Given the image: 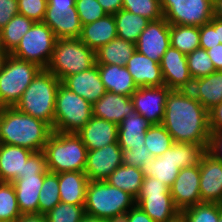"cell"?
Segmentation results:
<instances>
[{"instance_id": "6da1fadb", "label": "cell", "mask_w": 222, "mask_h": 222, "mask_svg": "<svg viewBox=\"0 0 222 222\" xmlns=\"http://www.w3.org/2000/svg\"><path fill=\"white\" fill-rule=\"evenodd\" d=\"M162 125L174 142L199 144L207 150L211 134L208 111L190 90L169 92Z\"/></svg>"}, {"instance_id": "7a4b0ae2", "label": "cell", "mask_w": 222, "mask_h": 222, "mask_svg": "<svg viewBox=\"0 0 222 222\" xmlns=\"http://www.w3.org/2000/svg\"><path fill=\"white\" fill-rule=\"evenodd\" d=\"M45 121L18 111L15 107H0V143L42 151L52 134Z\"/></svg>"}, {"instance_id": "3957f363", "label": "cell", "mask_w": 222, "mask_h": 222, "mask_svg": "<svg viewBox=\"0 0 222 222\" xmlns=\"http://www.w3.org/2000/svg\"><path fill=\"white\" fill-rule=\"evenodd\" d=\"M206 149L199 144L174 142L160 157L147 160L141 167L144 177L159 179L169 188L180 169L199 165Z\"/></svg>"}, {"instance_id": "277c9868", "label": "cell", "mask_w": 222, "mask_h": 222, "mask_svg": "<svg viewBox=\"0 0 222 222\" xmlns=\"http://www.w3.org/2000/svg\"><path fill=\"white\" fill-rule=\"evenodd\" d=\"M60 83L54 74L42 68L14 107L53 127L56 93Z\"/></svg>"}, {"instance_id": "5b68a950", "label": "cell", "mask_w": 222, "mask_h": 222, "mask_svg": "<svg viewBox=\"0 0 222 222\" xmlns=\"http://www.w3.org/2000/svg\"><path fill=\"white\" fill-rule=\"evenodd\" d=\"M48 171L84 172L88 150L76 133L53 131L44 146Z\"/></svg>"}, {"instance_id": "8992f818", "label": "cell", "mask_w": 222, "mask_h": 222, "mask_svg": "<svg viewBox=\"0 0 222 222\" xmlns=\"http://www.w3.org/2000/svg\"><path fill=\"white\" fill-rule=\"evenodd\" d=\"M95 64V51L79 38L56 39L46 69L62 81L65 77L83 72Z\"/></svg>"}, {"instance_id": "52a82bcc", "label": "cell", "mask_w": 222, "mask_h": 222, "mask_svg": "<svg viewBox=\"0 0 222 222\" xmlns=\"http://www.w3.org/2000/svg\"><path fill=\"white\" fill-rule=\"evenodd\" d=\"M135 204L133 196L105 180L88 183L84 204L87 215L107 219L128 212Z\"/></svg>"}, {"instance_id": "ba28073f", "label": "cell", "mask_w": 222, "mask_h": 222, "mask_svg": "<svg viewBox=\"0 0 222 222\" xmlns=\"http://www.w3.org/2000/svg\"><path fill=\"white\" fill-rule=\"evenodd\" d=\"M92 116V104L60 83L56 93L52 130L77 133Z\"/></svg>"}, {"instance_id": "9c48e42d", "label": "cell", "mask_w": 222, "mask_h": 222, "mask_svg": "<svg viewBox=\"0 0 222 222\" xmlns=\"http://www.w3.org/2000/svg\"><path fill=\"white\" fill-rule=\"evenodd\" d=\"M41 69L10 54L0 71V107H14Z\"/></svg>"}, {"instance_id": "30bf717a", "label": "cell", "mask_w": 222, "mask_h": 222, "mask_svg": "<svg viewBox=\"0 0 222 222\" xmlns=\"http://www.w3.org/2000/svg\"><path fill=\"white\" fill-rule=\"evenodd\" d=\"M135 202L155 222H167L180 212L174 205L170 188L154 177H144Z\"/></svg>"}, {"instance_id": "8fae6325", "label": "cell", "mask_w": 222, "mask_h": 222, "mask_svg": "<svg viewBox=\"0 0 222 222\" xmlns=\"http://www.w3.org/2000/svg\"><path fill=\"white\" fill-rule=\"evenodd\" d=\"M56 39L53 31L45 23L35 22L10 54L46 68L52 57Z\"/></svg>"}, {"instance_id": "7c38bea8", "label": "cell", "mask_w": 222, "mask_h": 222, "mask_svg": "<svg viewBox=\"0 0 222 222\" xmlns=\"http://www.w3.org/2000/svg\"><path fill=\"white\" fill-rule=\"evenodd\" d=\"M160 4L170 25L200 27L214 17L213 0H162Z\"/></svg>"}, {"instance_id": "4fadbf2b", "label": "cell", "mask_w": 222, "mask_h": 222, "mask_svg": "<svg viewBox=\"0 0 222 222\" xmlns=\"http://www.w3.org/2000/svg\"><path fill=\"white\" fill-rule=\"evenodd\" d=\"M76 0H48L43 19L57 39L79 38L82 24L75 6Z\"/></svg>"}, {"instance_id": "5bb4252c", "label": "cell", "mask_w": 222, "mask_h": 222, "mask_svg": "<svg viewBox=\"0 0 222 222\" xmlns=\"http://www.w3.org/2000/svg\"><path fill=\"white\" fill-rule=\"evenodd\" d=\"M171 91L165 85L153 87H138L131 96L134 110L149 123L162 124L165 115L166 99Z\"/></svg>"}, {"instance_id": "9a60e30c", "label": "cell", "mask_w": 222, "mask_h": 222, "mask_svg": "<svg viewBox=\"0 0 222 222\" xmlns=\"http://www.w3.org/2000/svg\"><path fill=\"white\" fill-rule=\"evenodd\" d=\"M135 45L136 51L140 54L160 63L161 58L171 46L170 24L164 17L156 21H150Z\"/></svg>"}, {"instance_id": "2e32d148", "label": "cell", "mask_w": 222, "mask_h": 222, "mask_svg": "<svg viewBox=\"0 0 222 222\" xmlns=\"http://www.w3.org/2000/svg\"><path fill=\"white\" fill-rule=\"evenodd\" d=\"M164 85L171 90H190L193 79L187 65L186 54L170 46L160 61Z\"/></svg>"}, {"instance_id": "e0dca14e", "label": "cell", "mask_w": 222, "mask_h": 222, "mask_svg": "<svg viewBox=\"0 0 222 222\" xmlns=\"http://www.w3.org/2000/svg\"><path fill=\"white\" fill-rule=\"evenodd\" d=\"M199 183V165L180 169L176 180L170 188L174 205L180 212L193 205L202 203Z\"/></svg>"}, {"instance_id": "ac0fdd59", "label": "cell", "mask_w": 222, "mask_h": 222, "mask_svg": "<svg viewBox=\"0 0 222 222\" xmlns=\"http://www.w3.org/2000/svg\"><path fill=\"white\" fill-rule=\"evenodd\" d=\"M123 149L118 143L106 145L101 149L90 150L84 173L89 181L105 180L117 167L122 165Z\"/></svg>"}, {"instance_id": "d6986e66", "label": "cell", "mask_w": 222, "mask_h": 222, "mask_svg": "<svg viewBox=\"0 0 222 222\" xmlns=\"http://www.w3.org/2000/svg\"><path fill=\"white\" fill-rule=\"evenodd\" d=\"M199 170L202 203L222 204V162L206 151L201 157Z\"/></svg>"}, {"instance_id": "ffe728a7", "label": "cell", "mask_w": 222, "mask_h": 222, "mask_svg": "<svg viewBox=\"0 0 222 222\" xmlns=\"http://www.w3.org/2000/svg\"><path fill=\"white\" fill-rule=\"evenodd\" d=\"M61 83L92 105L106 93L97 64L83 72L65 77Z\"/></svg>"}, {"instance_id": "44dd1931", "label": "cell", "mask_w": 222, "mask_h": 222, "mask_svg": "<svg viewBox=\"0 0 222 222\" xmlns=\"http://www.w3.org/2000/svg\"><path fill=\"white\" fill-rule=\"evenodd\" d=\"M76 134L81 138L88 151L118 143V125L95 116H92Z\"/></svg>"}, {"instance_id": "7402d4cb", "label": "cell", "mask_w": 222, "mask_h": 222, "mask_svg": "<svg viewBox=\"0 0 222 222\" xmlns=\"http://www.w3.org/2000/svg\"><path fill=\"white\" fill-rule=\"evenodd\" d=\"M93 116L119 125L134 110L130 96L115 94L110 91L92 105Z\"/></svg>"}, {"instance_id": "603a6c76", "label": "cell", "mask_w": 222, "mask_h": 222, "mask_svg": "<svg viewBox=\"0 0 222 222\" xmlns=\"http://www.w3.org/2000/svg\"><path fill=\"white\" fill-rule=\"evenodd\" d=\"M137 87L164 85L160 63L135 51L126 64Z\"/></svg>"}, {"instance_id": "cb8c5ba5", "label": "cell", "mask_w": 222, "mask_h": 222, "mask_svg": "<svg viewBox=\"0 0 222 222\" xmlns=\"http://www.w3.org/2000/svg\"><path fill=\"white\" fill-rule=\"evenodd\" d=\"M44 176L23 175L12 182L21 214H38V199Z\"/></svg>"}, {"instance_id": "d4e9b609", "label": "cell", "mask_w": 222, "mask_h": 222, "mask_svg": "<svg viewBox=\"0 0 222 222\" xmlns=\"http://www.w3.org/2000/svg\"><path fill=\"white\" fill-rule=\"evenodd\" d=\"M152 124L136 110L130 112L118 125L117 142L122 149L138 148L145 145V134Z\"/></svg>"}, {"instance_id": "484cf974", "label": "cell", "mask_w": 222, "mask_h": 222, "mask_svg": "<svg viewBox=\"0 0 222 222\" xmlns=\"http://www.w3.org/2000/svg\"><path fill=\"white\" fill-rule=\"evenodd\" d=\"M33 151L0 143V182H13L22 176L25 163Z\"/></svg>"}, {"instance_id": "4316f807", "label": "cell", "mask_w": 222, "mask_h": 222, "mask_svg": "<svg viewBox=\"0 0 222 222\" xmlns=\"http://www.w3.org/2000/svg\"><path fill=\"white\" fill-rule=\"evenodd\" d=\"M116 37V21L113 14H107L92 23L82 25L79 39L90 49L97 51Z\"/></svg>"}, {"instance_id": "83f0119b", "label": "cell", "mask_w": 222, "mask_h": 222, "mask_svg": "<svg viewBox=\"0 0 222 222\" xmlns=\"http://www.w3.org/2000/svg\"><path fill=\"white\" fill-rule=\"evenodd\" d=\"M106 91L132 96L138 89L126 66L97 64Z\"/></svg>"}, {"instance_id": "f1b7e54d", "label": "cell", "mask_w": 222, "mask_h": 222, "mask_svg": "<svg viewBox=\"0 0 222 222\" xmlns=\"http://www.w3.org/2000/svg\"><path fill=\"white\" fill-rule=\"evenodd\" d=\"M193 96L209 111L222 102V71L193 80L190 89Z\"/></svg>"}, {"instance_id": "f546056e", "label": "cell", "mask_w": 222, "mask_h": 222, "mask_svg": "<svg viewBox=\"0 0 222 222\" xmlns=\"http://www.w3.org/2000/svg\"><path fill=\"white\" fill-rule=\"evenodd\" d=\"M89 180L84 172L59 173V193L63 203L84 205Z\"/></svg>"}, {"instance_id": "4dcf8cb0", "label": "cell", "mask_w": 222, "mask_h": 222, "mask_svg": "<svg viewBox=\"0 0 222 222\" xmlns=\"http://www.w3.org/2000/svg\"><path fill=\"white\" fill-rule=\"evenodd\" d=\"M135 51V43L116 37L95 51L96 64L126 66Z\"/></svg>"}, {"instance_id": "1f68e13d", "label": "cell", "mask_w": 222, "mask_h": 222, "mask_svg": "<svg viewBox=\"0 0 222 222\" xmlns=\"http://www.w3.org/2000/svg\"><path fill=\"white\" fill-rule=\"evenodd\" d=\"M143 180L144 174L141 168L126 164L117 167L105 179L108 184L129 193L135 199L140 192Z\"/></svg>"}, {"instance_id": "d6a6232c", "label": "cell", "mask_w": 222, "mask_h": 222, "mask_svg": "<svg viewBox=\"0 0 222 222\" xmlns=\"http://www.w3.org/2000/svg\"><path fill=\"white\" fill-rule=\"evenodd\" d=\"M113 16L116 21L117 37L132 43L137 42L140 34L150 22L147 18L124 9L119 10Z\"/></svg>"}, {"instance_id": "836d02e7", "label": "cell", "mask_w": 222, "mask_h": 222, "mask_svg": "<svg viewBox=\"0 0 222 222\" xmlns=\"http://www.w3.org/2000/svg\"><path fill=\"white\" fill-rule=\"evenodd\" d=\"M170 44L184 54L200 47L198 26L170 25Z\"/></svg>"}, {"instance_id": "e575fe53", "label": "cell", "mask_w": 222, "mask_h": 222, "mask_svg": "<svg viewBox=\"0 0 222 222\" xmlns=\"http://www.w3.org/2000/svg\"><path fill=\"white\" fill-rule=\"evenodd\" d=\"M35 22L24 15H15L2 29L4 49L11 53L19 44L22 37L30 30Z\"/></svg>"}, {"instance_id": "d590c367", "label": "cell", "mask_w": 222, "mask_h": 222, "mask_svg": "<svg viewBox=\"0 0 222 222\" xmlns=\"http://www.w3.org/2000/svg\"><path fill=\"white\" fill-rule=\"evenodd\" d=\"M61 202L59 174L47 171L38 199V214H46Z\"/></svg>"}, {"instance_id": "8d00e7d4", "label": "cell", "mask_w": 222, "mask_h": 222, "mask_svg": "<svg viewBox=\"0 0 222 222\" xmlns=\"http://www.w3.org/2000/svg\"><path fill=\"white\" fill-rule=\"evenodd\" d=\"M145 146L153 157H160L174 143L171 134L162 124L151 125L145 134Z\"/></svg>"}, {"instance_id": "74e56055", "label": "cell", "mask_w": 222, "mask_h": 222, "mask_svg": "<svg viewBox=\"0 0 222 222\" xmlns=\"http://www.w3.org/2000/svg\"><path fill=\"white\" fill-rule=\"evenodd\" d=\"M21 215L12 182H0V222H15Z\"/></svg>"}, {"instance_id": "f35d334b", "label": "cell", "mask_w": 222, "mask_h": 222, "mask_svg": "<svg viewBox=\"0 0 222 222\" xmlns=\"http://www.w3.org/2000/svg\"><path fill=\"white\" fill-rule=\"evenodd\" d=\"M186 56L189 72L193 80L208 76L216 71L207 50L199 47Z\"/></svg>"}, {"instance_id": "ab89813d", "label": "cell", "mask_w": 222, "mask_h": 222, "mask_svg": "<svg viewBox=\"0 0 222 222\" xmlns=\"http://www.w3.org/2000/svg\"><path fill=\"white\" fill-rule=\"evenodd\" d=\"M122 9L143 16L150 21L163 17L161 4L156 0H122Z\"/></svg>"}, {"instance_id": "60d3db41", "label": "cell", "mask_w": 222, "mask_h": 222, "mask_svg": "<svg viewBox=\"0 0 222 222\" xmlns=\"http://www.w3.org/2000/svg\"><path fill=\"white\" fill-rule=\"evenodd\" d=\"M187 222H218L220 204L200 203L181 211Z\"/></svg>"}, {"instance_id": "b9f144b4", "label": "cell", "mask_w": 222, "mask_h": 222, "mask_svg": "<svg viewBox=\"0 0 222 222\" xmlns=\"http://www.w3.org/2000/svg\"><path fill=\"white\" fill-rule=\"evenodd\" d=\"M48 222H80L85 215L84 205L60 202L45 214Z\"/></svg>"}, {"instance_id": "7bdbcfd3", "label": "cell", "mask_w": 222, "mask_h": 222, "mask_svg": "<svg viewBox=\"0 0 222 222\" xmlns=\"http://www.w3.org/2000/svg\"><path fill=\"white\" fill-rule=\"evenodd\" d=\"M75 6L82 25L92 23L107 15L97 0H76Z\"/></svg>"}, {"instance_id": "ee69618b", "label": "cell", "mask_w": 222, "mask_h": 222, "mask_svg": "<svg viewBox=\"0 0 222 222\" xmlns=\"http://www.w3.org/2000/svg\"><path fill=\"white\" fill-rule=\"evenodd\" d=\"M19 14L34 22H42L47 9L48 0H17Z\"/></svg>"}, {"instance_id": "f6af8a7d", "label": "cell", "mask_w": 222, "mask_h": 222, "mask_svg": "<svg viewBox=\"0 0 222 222\" xmlns=\"http://www.w3.org/2000/svg\"><path fill=\"white\" fill-rule=\"evenodd\" d=\"M152 158V154L145 145L138 148L123 149L122 151V163L137 168H141L147 160Z\"/></svg>"}, {"instance_id": "bcb514c9", "label": "cell", "mask_w": 222, "mask_h": 222, "mask_svg": "<svg viewBox=\"0 0 222 222\" xmlns=\"http://www.w3.org/2000/svg\"><path fill=\"white\" fill-rule=\"evenodd\" d=\"M48 171L46 156L42 151L33 152L25 163L23 175H40Z\"/></svg>"}, {"instance_id": "7dc6e473", "label": "cell", "mask_w": 222, "mask_h": 222, "mask_svg": "<svg viewBox=\"0 0 222 222\" xmlns=\"http://www.w3.org/2000/svg\"><path fill=\"white\" fill-rule=\"evenodd\" d=\"M200 48L205 50L220 44L218 41L217 31H215V17L210 22L199 27Z\"/></svg>"}, {"instance_id": "c3c4849f", "label": "cell", "mask_w": 222, "mask_h": 222, "mask_svg": "<svg viewBox=\"0 0 222 222\" xmlns=\"http://www.w3.org/2000/svg\"><path fill=\"white\" fill-rule=\"evenodd\" d=\"M18 13L17 0H0V29Z\"/></svg>"}, {"instance_id": "681fc988", "label": "cell", "mask_w": 222, "mask_h": 222, "mask_svg": "<svg viewBox=\"0 0 222 222\" xmlns=\"http://www.w3.org/2000/svg\"><path fill=\"white\" fill-rule=\"evenodd\" d=\"M206 151L222 162V131L211 132Z\"/></svg>"}, {"instance_id": "f907efd6", "label": "cell", "mask_w": 222, "mask_h": 222, "mask_svg": "<svg viewBox=\"0 0 222 222\" xmlns=\"http://www.w3.org/2000/svg\"><path fill=\"white\" fill-rule=\"evenodd\" d=\"M210 132L222 131V102L208 111Z\"/></svg>"}, {"instance_id": "816d5d0a", "label": "cell", "mask_w": 222, "mask_h": 222, "mask_svg": "<svg viewBox=\"0 0 222 222\" xmlns=\"http://www.w3.org/2000/svg\"><path fill=\"white\" fill-rule=\"evenodd\" d=\"M128 222H155L136 204L128 211Z\"/></svg>"}, {"instance_id": "f5cc1de1", "label": "cell", "mask_w": 222, "mask_h": 222, "mask_svg": "<svg viewBox=\"0 0 222 222\" xmlns=\"http://www.w3.org/2000/svg\"><path fill=\"white\" fill-rule=\"evenodd\" d=\"M207 53L213 62L215 70L222 71V44H217L215 47H211L207 50Z\"/></svg>"}, {"instance_id": "db71d44e", "label": "cell", "mask_w": 222, "mask_h": 222, "mask_svg": "<svg viewBox=\"0 0 222 222\" xmlns=\"http://www.w3.org/2000/svg\"><path fill=\"white\" fill-rule=\"evenodd\" d=\"M107 14H115L122 9V0H97Z\"/></svg>"}, {"instance_id": "11a10c76", "label": "cell", "mask_w": 222, "mask_h": 222, "mask_svg": "<svg viewBox=\"0 0 222 222\" xmlns=\"http://www.w3.org/2000/svg\"><path fill=\"white\" fill-rule=\"evenodd\" d=\"M15 222H48L45 214H22Z\"/></svg>"}, {"instance_id": "9f6ffc18", "label": "cell", "mask_w": 222, "mask_h": 222, "mask_svg": "<svg viewBox=\"0 0 222 222\" xmlns=\"http://www.w3.org/2000/svg\"><path fill=\"white\" fill-rule=\"evenodd\" d=\"M214 17L222 20V0H213Z\"/></svg>"}, {"instance_id": "6f0895ef", "label": "cell", "mask_w": 222, "mask_h": 222, "mask_svg": "<svg viewBox=\"0 0 222 222\" xmlns=\"http://www.w3.org/2000/svg\"><path fill=\"white\" fill-rule=\"evenodd\" d=\"M106 222H128V212L111 216L106 219Z\"/></svg>"}, {"instance_id": "680465c9", "label": "cell", "mask_w": 222, "mask_h": 222, "mask_svg": "<svg viewBox=\"0 0 222 222\" xmlns=\"http://www.w3.org/2000/svg\"><path fill=\"white\" fill-rule=\"evenodd\" d=\"M215 31H217L218 41L222 44V20L215 18Z\"/></svg>"}, {"instance_id": "91938a15", "label": "cell", "mask_w": 222, "mask_h": 222, "mask_svg": "<svg viewBox=\"0 0 222 222\" xmlns=\"http://www.w3.org/2000/svg\"><path fill=\"white\" fill-rule=\"evenodd\" d=\"M10 53L6 49L0 50V71L4 68L7 58Z\"/></svg>"}, {"instance_id": "94428289", "label": "cell", "mask_w": 222, "mask_h": 222, "mask_svg": "<svg viewBox=\"0 0 222 222\" xmlns=\"http://www.w3.org/2000/svg\"><path fill=\"white\" fill-rule=\"evenodd\" d=\"M80 222H106V219L97 218L90 215L85 214Z\"/></svg>"}, {"instance_id": "6125c7cd", "label": "cell", "mask_w": 222, "mask_h": 222, "mask_svg": "<svg viewBox=\"0 0 222 222\" xmlns=\"http://www.w3.org/2000/svg\"><path fill=\"white\" fill-rule=\"evenodd\" d=\"M167 222H187L184 215L179 212L175 217H173L171 220H168Z\"/></svg>"}, {"instance_id": "be15d7a7", "label": "cell", "mask_w": 222, "mask_h": 222, "mask_svg": "<svg viewBox=\"0 0 222 222\" xmlns=\"http://www.w3.org/2000/svg\"><path fill=\"white\" fill-rule=\"evenodd\" d=\"M4 49L3 43H2V35H1V29H0V50Z\"/></svg>"}, {"instance_id": "e7e4bbea", "label": "cell", "mask_w": 222, "mask_h": 222, "mask_svg": "<svg viewBox=\"0 0 222 222\" xmlns=\"http://www.w3.org/2000/svg\"><path fill=\"white\" fill-rule=\"evenodd\" d=\"M218 222H222V204H220V217Z\"/></svg>"}]
</instances>
